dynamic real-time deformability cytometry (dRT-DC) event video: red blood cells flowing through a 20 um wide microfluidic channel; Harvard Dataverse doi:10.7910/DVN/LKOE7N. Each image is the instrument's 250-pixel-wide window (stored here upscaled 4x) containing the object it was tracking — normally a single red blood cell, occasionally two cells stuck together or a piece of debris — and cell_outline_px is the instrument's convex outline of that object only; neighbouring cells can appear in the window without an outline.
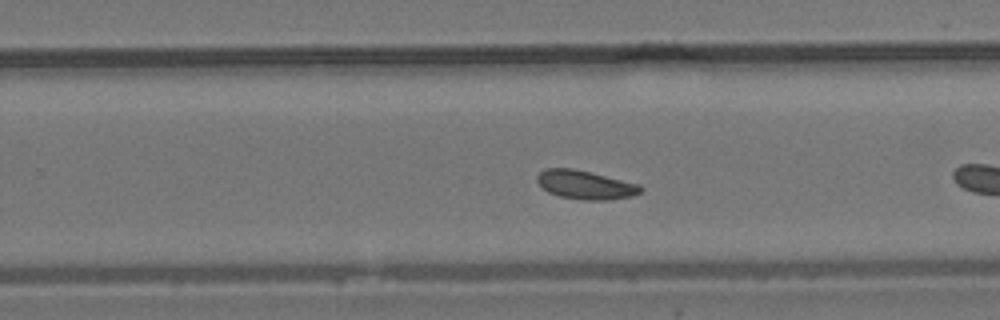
{"species": "common noctule bat (a hibernating species)", "species_latin": "Nyctalus noctula", "temperature_condition": "room temperature", "stored_images_in_passage": 29, "camera_frame_rate_fps": 3000, "um_per_image_px": 0.085, "animal": {"sex": "male", "body_mass_g": 19.2, "forearm_length_mm": 51.8}, "frame": {"image": 1, "passage_image": 20, "time_ms": 6.333, "image_size_px": [1000, 320], "cell_outline_px": [[644, 188], [640, 192], [632, 196], [612, 200], [580, 200], [560, 196], [548, 192], [536, 180], [536, 176], [544, 168], [572, 168], [640, 184]], "centroid_in_image_um": [49.76, 15.72], "position_along_channel_um": 280.0, "area_um2": 17.34}}